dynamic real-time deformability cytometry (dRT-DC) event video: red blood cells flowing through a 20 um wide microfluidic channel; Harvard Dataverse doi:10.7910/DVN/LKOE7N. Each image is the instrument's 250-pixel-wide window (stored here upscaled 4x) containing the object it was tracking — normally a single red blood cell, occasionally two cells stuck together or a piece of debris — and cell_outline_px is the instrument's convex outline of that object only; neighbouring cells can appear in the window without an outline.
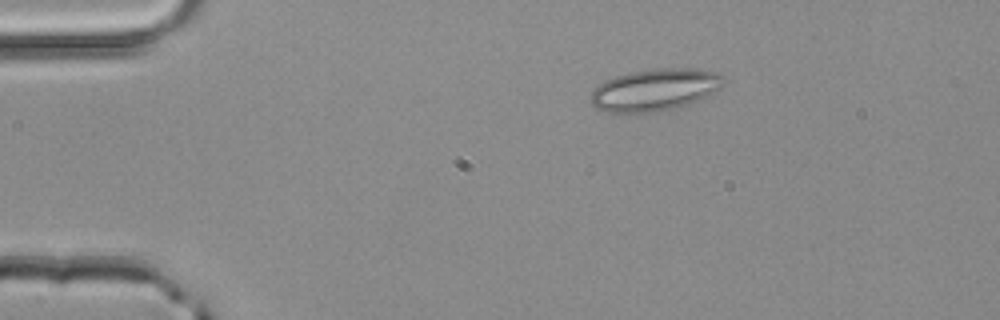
{"species": "common noctule bat (a hibernating species)", "species_latin": "Nyctalus noctula", "temperature_condition": "room temperature", "stored_images_in_passage": 2, "camera_frame_rate_fps": 3000, "um_per_image_px": 0.085, "animal": {"sex": "male", "body_mass_g": 20.4}, "frame": {"image": 1, "passage_image": 1, "time_ms": 0.0, "image_size_px": [1000, 320], "cell_outline_px": [[724, 84], [720, 88], [688, 104], [656, 112], [608, 112], [596, 108], [592, 104], [592, 88], [596, 84], [604, 80], [616, 76], [632, 72], [656, 68], [688, 68], [716, 72], [724, 76]], "centroid_in_image_um": [55.63, 7.62], "position_along_channel_um": 29.4, "area_um2": 32.25}}